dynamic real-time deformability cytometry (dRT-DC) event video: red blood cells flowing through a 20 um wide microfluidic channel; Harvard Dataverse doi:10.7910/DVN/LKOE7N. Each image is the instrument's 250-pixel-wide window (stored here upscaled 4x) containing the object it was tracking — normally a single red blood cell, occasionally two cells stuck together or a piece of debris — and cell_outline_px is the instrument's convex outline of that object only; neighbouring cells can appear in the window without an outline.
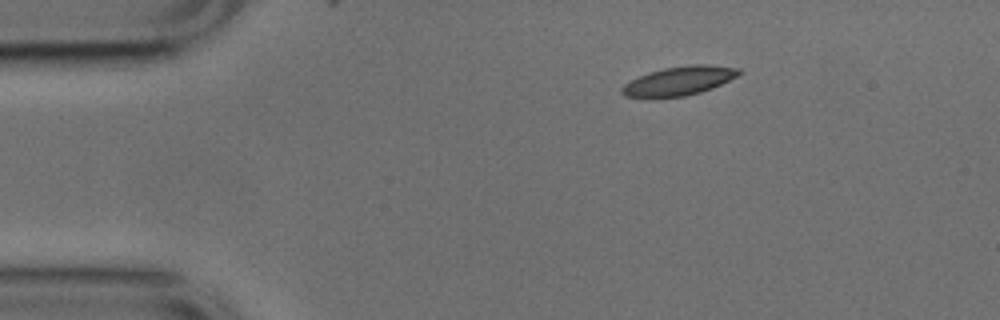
{"species": "common noctule bat (a hibernating species)", "species_latin": "Nyctalus noctula", "temperature_condition": "cold", "stored_images_in_passage": 1, "camera_frame_rate_fps": 3000, "um_per_image_px": 0.085, "animal": {"sex": "male", "body_mass_g": 17.9, "forearm_length_mm": 54.2}, "frame": {"image": 1, "passage_image": 1, "time_ms": 0.0, "image_size_px": [1000, 320], "cell_outline_px": [[736, 72], [724, 80], [716, 84], [692, 92], [668, 96], [648, 96], [680, 68], [716, 68]], "centroid_in_image_um": [58.74, 6.87], "position_along_channel_um": 26.3, "area_um2": 10.0}}